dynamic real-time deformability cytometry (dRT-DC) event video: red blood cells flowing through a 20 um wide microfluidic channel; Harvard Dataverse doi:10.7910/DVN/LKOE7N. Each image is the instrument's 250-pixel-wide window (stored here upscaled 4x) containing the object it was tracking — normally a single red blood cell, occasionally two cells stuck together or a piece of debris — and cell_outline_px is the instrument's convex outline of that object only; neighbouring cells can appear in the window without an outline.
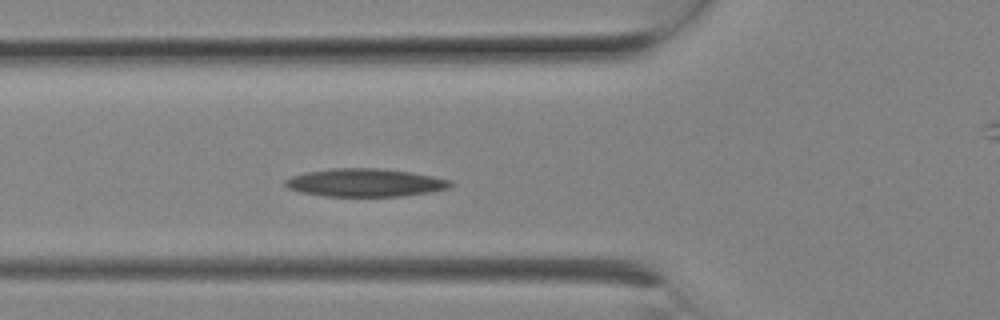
{"species": "Egyptian fruit bat (a non-hibernating species)", "species_latin": "Rousettus aegyptiacus", "temperature_condition": "room temperature", "stored_images_in_passage": 6, "camera_frame_rate_fps": 3000, "um_per_image_px": 0.085, "animal": {"sex": "female"}, "frame": {"image": 1, "passage_image": 6, "time_ms": 1.667, "image_size_px": [1000, 320], "cell_outline_px": [[452, 184], [448, 188], [432, 192], [404, 196], [324, 196], [300, 192], [288, 188], [284, 184], [284, 180], [292, 176], [304, 172], [332, 168], [380, 168], [412, 172], [452, 180]], "centroid_in_image_um": [31.03, 15.52], "position_along_channel_um": 94.8, "area_um2": 27.17}}